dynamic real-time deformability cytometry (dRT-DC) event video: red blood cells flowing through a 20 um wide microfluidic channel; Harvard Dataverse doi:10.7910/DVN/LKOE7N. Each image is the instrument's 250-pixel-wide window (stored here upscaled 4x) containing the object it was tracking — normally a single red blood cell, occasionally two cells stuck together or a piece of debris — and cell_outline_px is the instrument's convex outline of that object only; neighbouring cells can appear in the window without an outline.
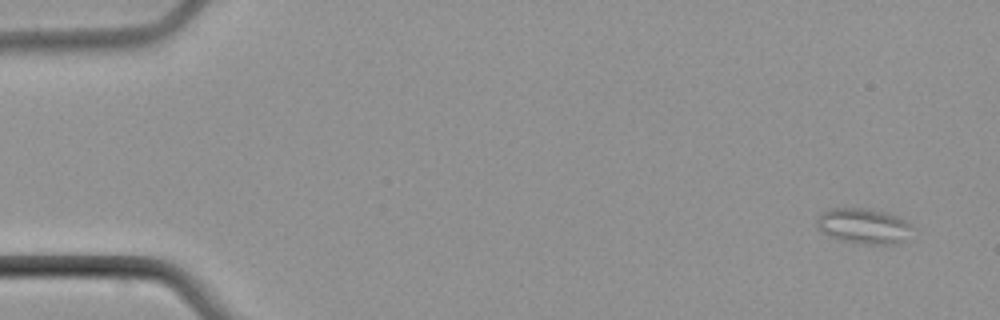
{"species": "common noctule bat (a hibernating species)", "species_latin": "Nyctalus noctula", "temperature_condition": "cold", "stored_images_in_passage": 5, "camera_frame_rate_fps": 3000, "um_per_image_px": 0.085, "animal": {"sex": "male", "body_mass_g": 21.5, "forearm_length_mm": 52.0}, "frame": {"image": 1, "passage_image": 1, "time_ms": 0.0, "image_size_px": [1000, 320], "cell_outline_px": [[912, 224], [900, 244], [868, 244], [844, 240], [828, 236], [816, 224], [816, 220], [824, 212], [832, 208], [868, 208], [884, 212], [896, 216]], "centroid_in_image_um": [73.39, 19.2], "position_along_channel_um": 11.6, "area_um2": 19.13}}
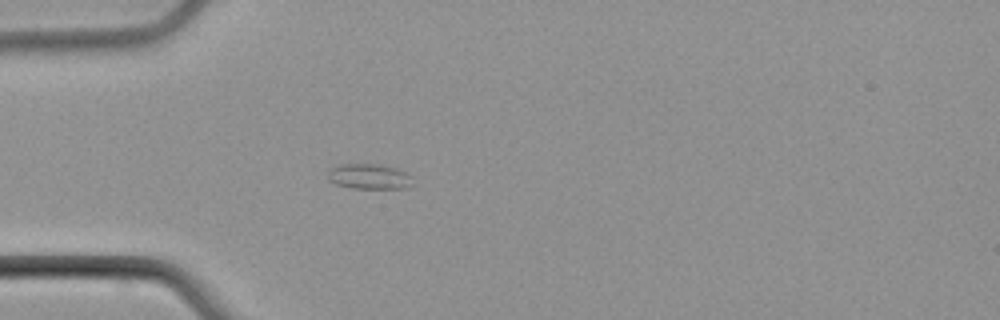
{"frame": {"image": 2, "passage_image": 5, "time_ms": 4.667, "image_size_px": [1000, 320], "cell_outline_px": [[412, 184], [408, 188], [352, 188], [336, 184], [328, 180], [328, 172], [332, 168], [340, 164], [380, 164], [396, 168], [412, 176]], "centroid_in_image_um": [31.39, 15.0], "position_along_channel_um": 53.6, "area_um2": 12.48}}